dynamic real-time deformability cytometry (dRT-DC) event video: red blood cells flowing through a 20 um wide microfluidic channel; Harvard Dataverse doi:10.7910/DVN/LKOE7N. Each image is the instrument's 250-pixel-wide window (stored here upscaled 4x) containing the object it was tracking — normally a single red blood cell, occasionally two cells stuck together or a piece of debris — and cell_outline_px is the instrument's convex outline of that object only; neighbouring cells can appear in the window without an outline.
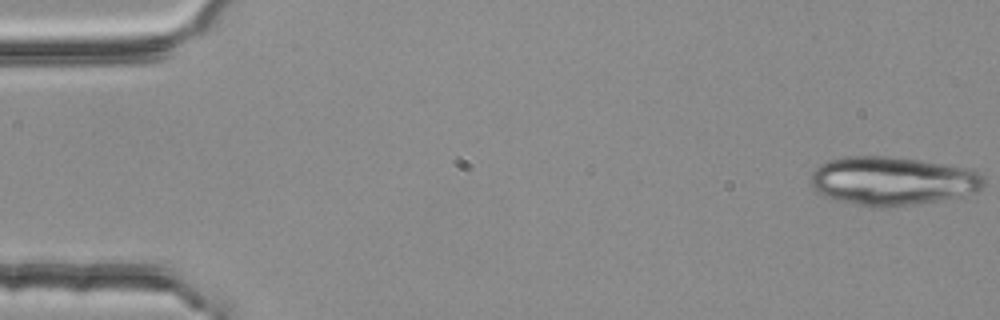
{"species": "common noctule bat (a hibernating species)", "species_latin": "Nyctalus noctula", "temperature_condition": "room temperature", "stored_images_in_passage": 4, "camera_frame_rate_fps": 3000, "um_per_image_px": 0.085, "animal": {"sex": "female", "body_mass_g": 25.1}, "frame": {"image": 1, "passage_image": 1, "time_ms": 0.0, "image_size_px": [1000, 320], "cell_outline_px": [[984, 188], [976, 192], [964, 196], [944, 200], [880, 208], [872, 208], [836, 200], [824, 196], [812, 188], [812, 172], [820, 164], [828, 160], [844, 156], [888, 156], [972, 168], [984, 176]], "centroid_in_image_um": [75.89, 15.39], "position_along_channel_um": 9.1, "area_um2": 49.48}}